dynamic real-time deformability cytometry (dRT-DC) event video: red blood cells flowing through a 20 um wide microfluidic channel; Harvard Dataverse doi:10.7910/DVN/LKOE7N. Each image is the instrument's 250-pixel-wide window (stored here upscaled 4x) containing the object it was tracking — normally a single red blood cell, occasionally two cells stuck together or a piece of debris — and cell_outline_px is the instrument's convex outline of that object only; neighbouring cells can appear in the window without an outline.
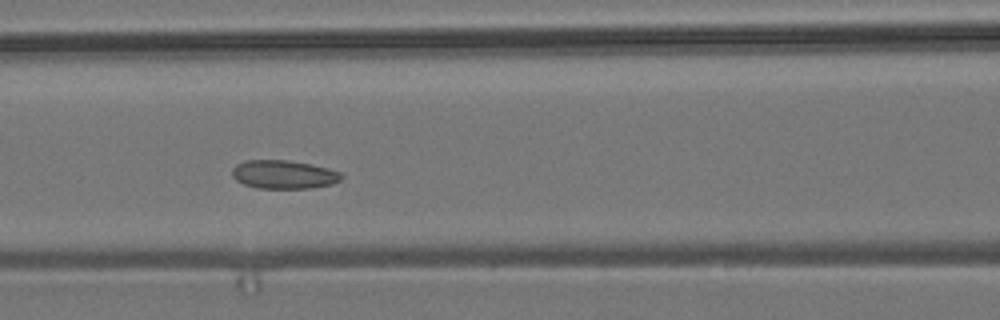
{"species": "common noctule bat (a hibernating species)", "species_latin": "Nyctalus noctula", "temperature_condition": "room temperature", "stored_images_in_passage": 9, "camera_frame_rate_fps": 3000, "um_per_image_px": 0.085, "animal": {"sex": "male", "body_mass_g": 19.2, "forearm_length_mm": 51.8}, "frame": {"image": 1, "passage_image": 6, "time_ms": 6.0, "image_size_px": [1000, 320], "cell_outline_px": [[344, 176], [340, 180], [332, 184], [312, 188], [256, 188], [244, 184], [236, 180], [232, 176], [232, 168], [236, 164], [244, 160], [288, 160], [328, 168], [340, 172]], "centroid_in_image_um": [24.1, 14.83], "position_along_channel_um": 142.5, "area_um2": 18.21}}
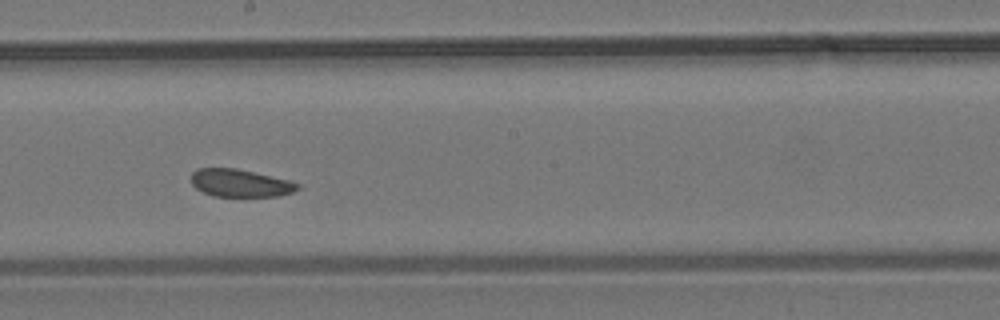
{"frame": {"image": 2, "passage_image": 8, "time_ms": 8.333, "image_size_px": [1000, 320], "cell_outline_px": [[300, 188], [292, 192], [280, 196], [212, 196], [196, 188], [192, 184], [192, 172], [196, 168], [236, 168], [292, 180], [300, 184]], "centroid_in_image_um": [20.45, 15.55], "position_along_channel_um": 227.7, "area_um2": 17.28}}
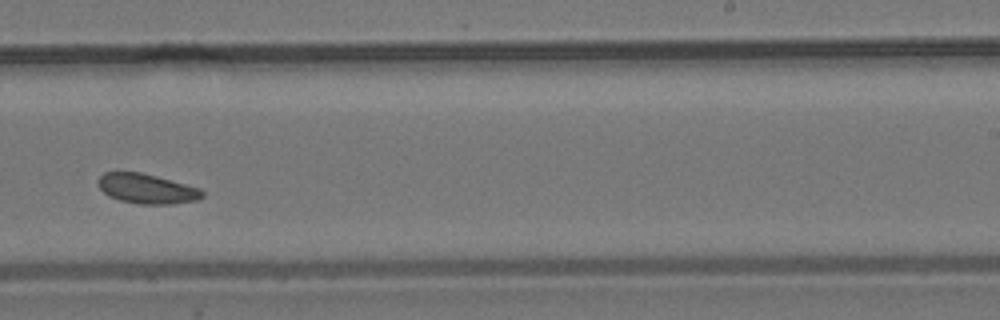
{"frame": {"image": 3, "passage_image": 9, "time_ms": 9.667, "image_size_px": [1000, 320], "cell_outline_px": [[204, 196], [196, 200], [172, 204], [140, 204], [120, 200], [108, 196], [100, 188], [96, 180], [104, 172], [140, 172], [156, 176], [200, 188], [204, 192]], "centroid_in_image_um": [12.46, 16.04], "position_along_channel_um": 276.5, "area_um2": 18.03}}